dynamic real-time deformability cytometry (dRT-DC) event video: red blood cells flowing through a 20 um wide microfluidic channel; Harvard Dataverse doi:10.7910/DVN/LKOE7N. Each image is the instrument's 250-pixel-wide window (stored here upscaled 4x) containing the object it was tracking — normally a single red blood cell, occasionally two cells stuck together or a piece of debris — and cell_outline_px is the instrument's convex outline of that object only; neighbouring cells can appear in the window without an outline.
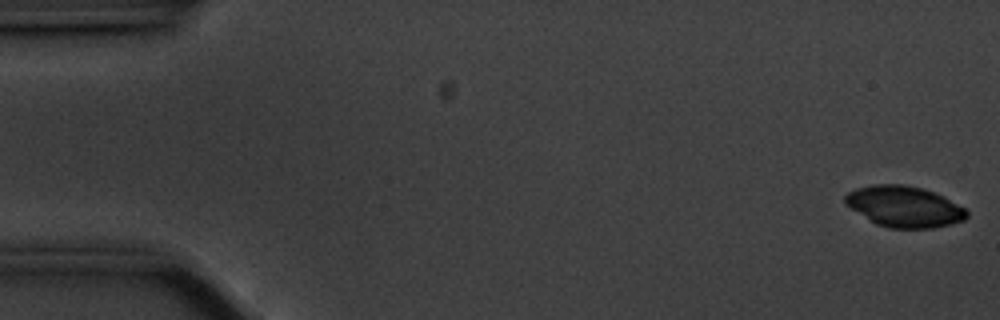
{"species": "common noctule bat (a hibernating species)", "species_latin": "Nyctalus noctula", "temperature_condition": "cold", "stored_images_in_passage": 8, "camera_frame_rate_fps": 3000, "um_per_image_px": 0.085, "animal": {"sex": "male", "body_mass_g": 20.1, "forearm_length_mm": 53.5}, "frame": {"image": 1, "passage_image": 1, "time_ms": 0.0, "image_size_px": [1000, 320], "cell_outline_px": [[968, 216], [964, 220], [952, 224], [932, 228], [888, 228], [876, 224], [844, 204], [844, 196], [848, 192], [856, 188], [872, 184], [900, 184], [920, 188], [944, 196], [964, 208], [968, 212]], "centroid_in_image_um": [76.84, 17.56], "position_along_channel_um": 8.2, "area_um2": 29.02}}